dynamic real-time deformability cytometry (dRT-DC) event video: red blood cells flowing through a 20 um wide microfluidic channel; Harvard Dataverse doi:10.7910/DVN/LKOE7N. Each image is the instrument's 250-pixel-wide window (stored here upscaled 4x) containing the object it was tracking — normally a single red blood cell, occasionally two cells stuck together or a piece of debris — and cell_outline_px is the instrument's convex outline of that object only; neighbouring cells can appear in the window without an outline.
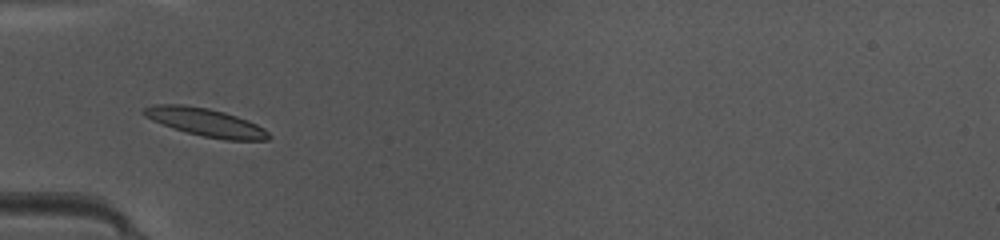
{"species": "common noctule bat (a hibernating species)", "species_latin": "Nyctalus noctula", "temperature_condition": "warm", "stored_images_in_passage": 48, "camera_frame_rate_fps": 3000, "um_per_image_px": 0.085, "animal": {"sex": "female", "body_mass_g": 10.0, "forearm_length_mm": 53.1}, "frame": {"image": 1, "passage_image": 16, "time_ms": 5.0, "image_size_px": [1000, 240], "cell_outline_px": [[272, 136], [268, 140], [224, 140], [204, 136], [188, 132], [152, 120], [144, 116], [144, 108], [156, 104], [184, 104], [208, 108], [224, 112], [248, 120], [264, 128]], "centroid_in_image_um": [17.53, 10.39], "position_along_channel_um": 67.5, "area_um2": 20.11}}
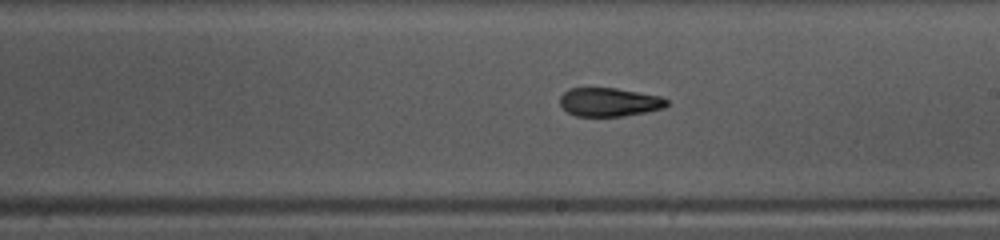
{"frame": {"image": 2, "passage_image": 28, "time_ms": 9.0, "image_size_px": [1000, 240], "cell_outline_px": [[668, 104], [664, 108], [624, 116], [576, 116], [568, 112], [560, 104], [560, 96], [568, 88], [616, 88], [660, 96], [668, 100]], "centroid_in_image_um": [51.78, 8.67], "position_along_channel_um": 237.2, "area_um2": 17.74}}
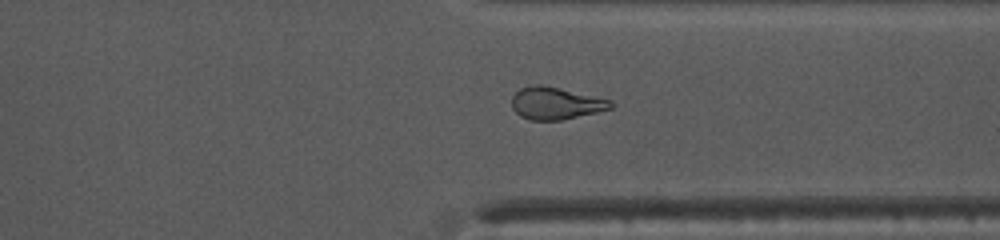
{"frame": {"image": 3, "passage_image": 37, "time_ms": 12.0, "image_size_px": [1000, 240], "cell_outline_px": [[616, 104], [612, 108], [564, 120], [528, 120], [520, 116], [512, 108], [512, 96], [520, 88], [532, 84], [544, 84], [612, 100]], "centroid_in_image_um": [47.24, 8.77], "position_along_channel_um": 364.2, "area_um2": 18.9}, "authors_computed_cell_mechanics": {"area_um2": 18.5249, "velocity_mm_per_s": 4.2411, "shape_relaxation_time_tau1_ms": null, "shape_relaxation_time_tau2_ms": 2.2755, "deformation_change_tau1": null, "deformation_change_tau2": 0.101}}